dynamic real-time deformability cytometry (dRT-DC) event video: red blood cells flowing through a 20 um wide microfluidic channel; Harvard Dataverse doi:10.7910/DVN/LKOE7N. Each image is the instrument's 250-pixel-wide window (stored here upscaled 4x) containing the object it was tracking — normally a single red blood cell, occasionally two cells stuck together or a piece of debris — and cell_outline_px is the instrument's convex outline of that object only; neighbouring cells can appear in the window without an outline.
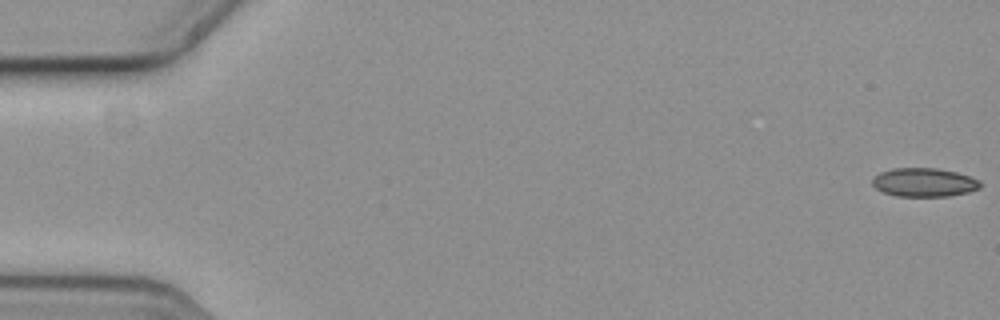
{"species": "common noctule bat (a hibernating species)", "species_latin": "Nyctalus noctula", "temperature_condition": "cold", "stored_images_in_passage": 58, "camera_frame_rate_fps": 3000, "um_per_image_px": 0.085, "animal": {"sex": "female", "body_mass_g": 19.3, "forearm_length_mm": 54.1}, "frame": {"image": 1, "passage_image": 1, "time_ms": 0.0, "image_size_px": [1000, 320], "cell_outline_px": [[980, 188], [968, 192], [948, 196], [896, 196], [884, 192], [876, 188], [872, 184], [872, 180], [880, 172], [892, 168], [936, 168], [956, 172], [980, 180]], "centroid_in_image_um": [78.54, 15.5], "position_along_channel_um": 6.5, "area_um2": 17.92}}
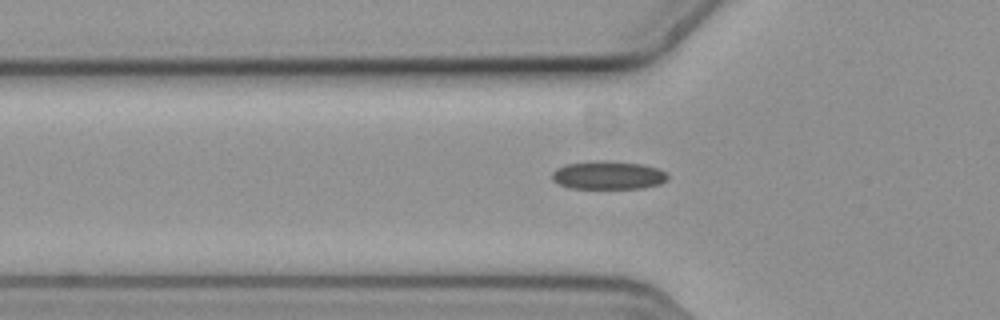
{"frame": {"image": 2, "passage_image": 20, "time_ms": 6.333, "image_size_px": [1000, 320], "cell_outline_px": [[668, 180], [660, 184], [640, 188], [568, 188], [552, 180], [552, 172], [556, 168], [564, 164], [596, 160], [640, 164], [656, 168], [664, 172], [668, 176]], "centroid_in_image_um": [51.65, 14.89], "position_along_channel_um": 74.2, "area_um2": 18.96}}
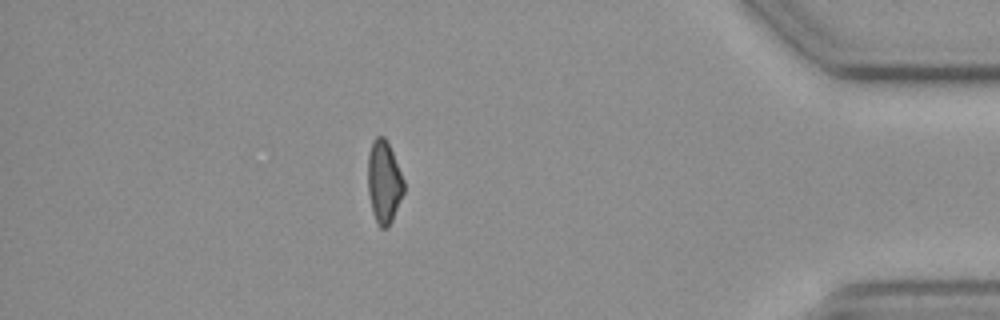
{"frame": {"image": 3, "passage_image": 51, "time_ms": 16.667, "image_size_px": [1000, 320], "cell_outline_px": [[404, 192], [392, 220], [388, 228], [380, 228], [376, 224], [372, 212], [368, 192], [368, 152], [372, 140], [376, 136], [384, 136], [392, 152], [404, 180]], "centroid_in_image_um": [32.62, 15.49], "position_along_channel_um": 402.6, "area_um2": 17.4}}